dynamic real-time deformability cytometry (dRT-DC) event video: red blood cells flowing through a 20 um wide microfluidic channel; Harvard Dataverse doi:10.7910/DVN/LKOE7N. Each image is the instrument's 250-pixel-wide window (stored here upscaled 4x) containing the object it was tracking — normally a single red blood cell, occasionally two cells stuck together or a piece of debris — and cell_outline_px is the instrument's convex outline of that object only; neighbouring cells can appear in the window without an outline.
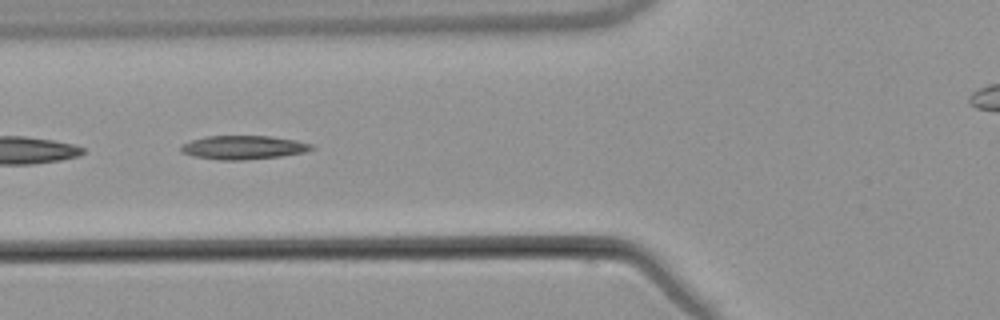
{"species": "common noctule bat (a hibernating species)", "species_latin": "Nyctalus noctula", "temperature_condition": "warm", "stored_images_in_passage": 6, "camera_frame_rate_fps": 3000, "um_per_image_px": 0.085, "animal": {"sex": "male", "body_mass_g": 21.5, "forearm_length_mm": 52.0}, "frame": {"image": 1, "passage_image": 5, "time_ms": 4.667, "image_size_px": [1000, 320], "cell_outline_px": [[316, 148], [304, 152], [280, 156], [244, 160], [220, 160], [192, 156], [180, 152], [180, 144], [204, 136], [268, 136], [296, 140], [312, 144]], "centroid_in_image_um": [20.65, 12.53], "position_along_channel_um": 105.2, "area_um2": 18.15}}
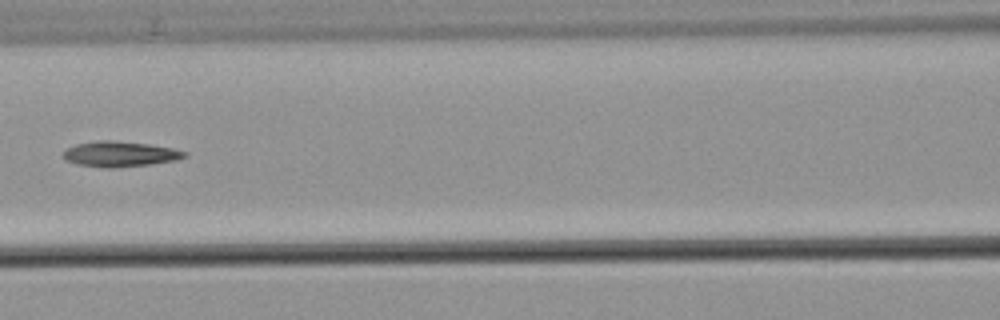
{"frame": {"image": 2, "passage_image": 6, "time_ms": 6.0, "image_size_px": [1000, 320], "cell_outline_px": [[188, 156], [176, 160], [148, 164], [116, 168], [104, 168], [76, 164], [64, 160], [64, 152], [68, 148], [76, 144], [96, 140], [112, 140], [148, 144], [172, 148], [188, 152]], "centroid_in_image_um": [10.19, 13.09], "position_along_channel_um": 156.4, "area_um2": 17.98}}